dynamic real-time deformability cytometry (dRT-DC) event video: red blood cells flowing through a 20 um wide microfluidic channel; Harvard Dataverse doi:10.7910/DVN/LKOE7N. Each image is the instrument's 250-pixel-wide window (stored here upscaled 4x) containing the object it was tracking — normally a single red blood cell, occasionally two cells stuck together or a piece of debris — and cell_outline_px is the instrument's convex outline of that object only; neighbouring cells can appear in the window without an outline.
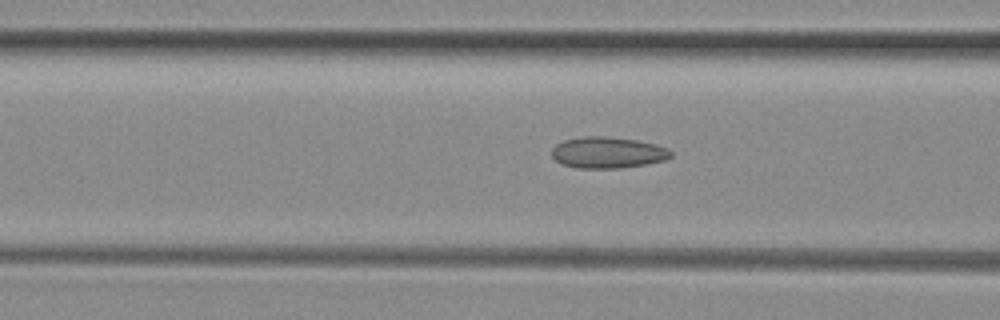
{"species": "common noctule bat (a hibernating species)", "species_latin": "Nyctalus noctula", "temperature_condition": "room temperature", "stored_images_in_passage": 47, "camera_frame_rate_fps": 3000, "um_per_image_px": 0.085, "animal": {"sex": "female", "body_mass_g": 29.2, "forearm_length_mm": 56.3}, "frame": {"image": 1, "passage_image": 20, "time_ms": 6.333, "image_size_px": [1000, 320], "cell_outline_px": [[672, 156], [664, 160], [644, 164], [620, 168], [576, 168], [560, 164], [552, 156], [552, 148], [556, 144], [564, 140], [584, 136], [604, 136], [636, 140], [656, 144], [668, 148], [672, 152]], "centroid_in_image_um": [51.64, 12.97], "position_along_channel_um": 115.0, "area_um2": 21.73}}
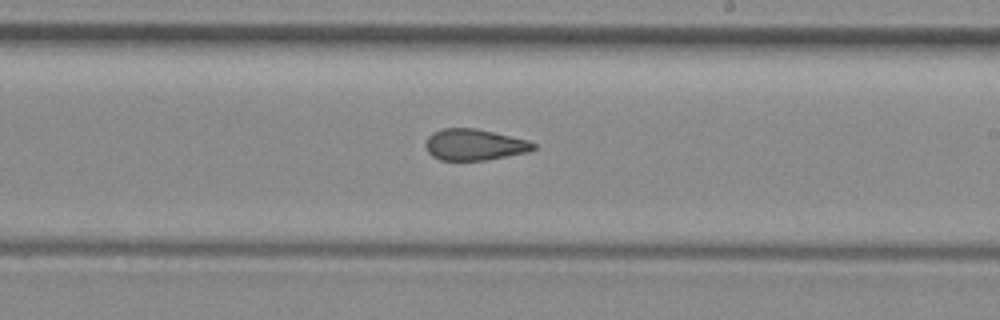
{"frame": {"image": 2, "passage_image": 30, "time_ms": 9.667, "image_size_px": [1000, 320], "cell_outline_px": [[536, 148], [528, 152], [484, 160], [440, 160], [432, 156], [428, 152], [424, 144], [428, 136], [432, 132], [444, 128], [476, 128], [528, 140], [536, 144]], "centroid_in_image_um": [40.3, 12.29], "position_along_channel_um": 248.7, "area_um2": 19.65}}
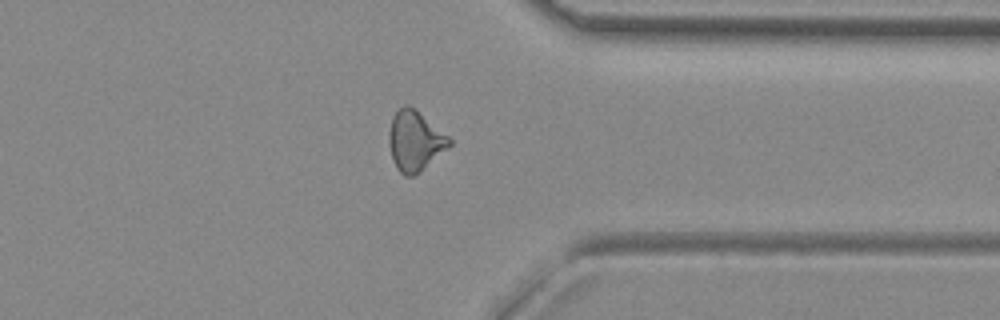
{"frame": {"image": 3, "passage_image": 40, "time_ms": 13.0, "image_size_px": [1000, 320], "cell_outline_px": [[452, 144], [448, 148], [420, 172], [412, 176], [404, 176], [396, 168], [392, 160], [388, 144], [388, 132], [392, 116], [404, 104], [408, 104], [416, 108], [448, 136], [452, 140]], "centroid_in_image_um": [35.25, 11.97], "position_along_channel_um": 376.1, "area_um2": 21.44}, "authors_computed_cell_mechanics": {"area_um2": 20.5768, "velocity_mm_per_s": 4.0139, "shape_relaxation_time_tau1_ms": null, "shape_relaxation_time_tau2_ms": 2.8262, "deformation_change_tau1": null, "deformation_change_tau2": 0.1042}}